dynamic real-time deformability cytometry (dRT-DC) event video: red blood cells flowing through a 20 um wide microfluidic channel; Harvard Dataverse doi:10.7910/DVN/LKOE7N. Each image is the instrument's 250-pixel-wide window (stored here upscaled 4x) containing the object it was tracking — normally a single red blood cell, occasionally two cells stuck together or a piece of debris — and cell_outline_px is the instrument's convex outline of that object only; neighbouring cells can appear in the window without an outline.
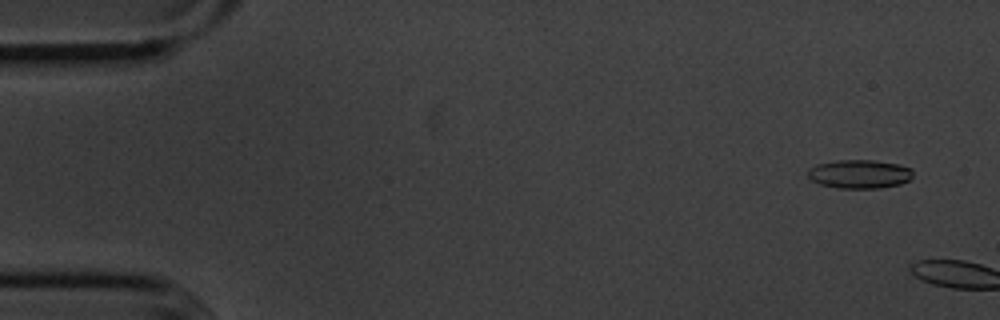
{"species": "common noctule bat (a hibernating species)", "species_latin": "Nyctalus noctula", "temperature_condition": "cold", "stored_images_in_passage": 5, "camera_frame_rate_fps": 3000, "um_per_image_px": 0.085, "animal": {"sex": "male", "body_mass_g": 20.1, "forearm_length_mm": 53.5}, "frame": {"image": 1, "passage_image": 3, "time_ms": 0.667, "image_size_px": [1000, 320], "cell_outline_px": [[912, 180], [900, 184], [880, 188], [836, 188], [820, 184], [812, 180], [808, 176], [808, 168], [816, 164], [836, 160], [876, 160], [896, 164], [912, 168]], "centroid_in_image_um": [73.06, 14.79], "position_along_channel_um": 11.9, "area_um2": 17.74}}